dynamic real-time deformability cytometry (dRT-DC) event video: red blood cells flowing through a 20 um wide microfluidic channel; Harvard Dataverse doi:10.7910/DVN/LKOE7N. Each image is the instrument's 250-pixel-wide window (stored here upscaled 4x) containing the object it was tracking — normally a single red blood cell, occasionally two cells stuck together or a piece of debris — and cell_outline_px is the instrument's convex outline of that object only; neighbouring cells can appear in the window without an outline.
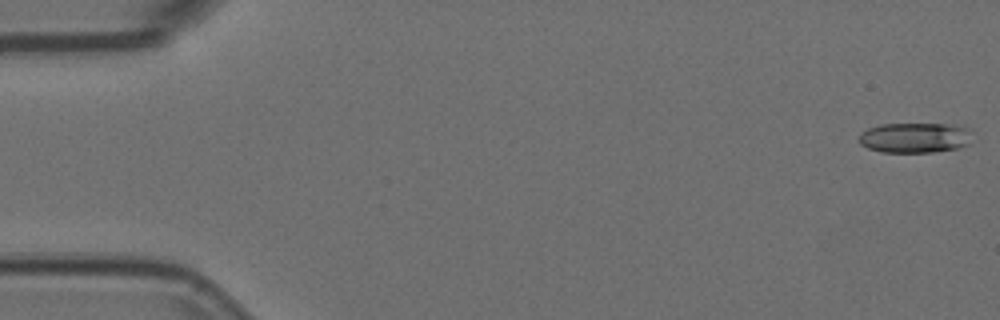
{"species": "Egyptian fruit bat (a non-hibernating species)", "species_latin": "Rousettus aegyptiacus", "temperature_condition": "room temperature", "stored_images_in_passage": 54, "camera_frame_rate_fps": 3000, "um_per_image_px": 0.085, "animal": {"sex": "female"}, "frame": {"image": 1, "passage_image": 1, "time_ms": 0.0, "image_size_px": [1000, 320], "cell_outline_px": [[972, 128], [968, 144], [960, 148], [932, 152], [880, 152], [868, 148], [860, 144], [860, 132], [868, 128], [880, 124], [948, 124]], "centroid_in_image_um": [77.77, 11.7], "position_along_channel_um": 7.2, "area_um2": 20.06}}
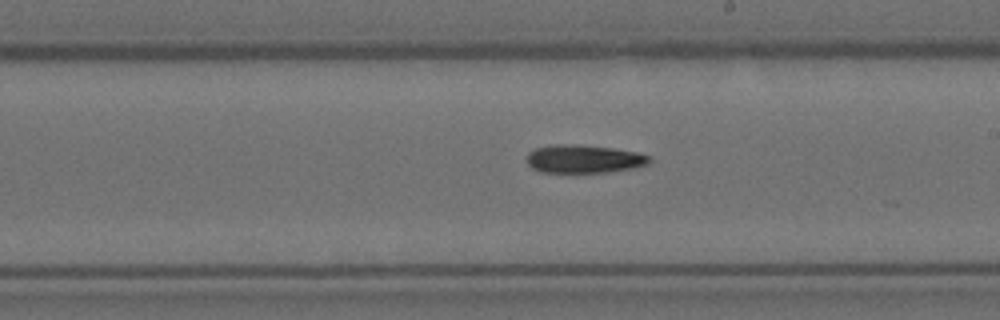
{"frame": {"image": 2, "passage_image": 31, "time_ms": 10.0, "image_size_px": [1000, 320], "cell_outline_px": [[652, 160], [648, 164], [632, 168], [608, 172], [540, 172], [532, 168], [528, 164], [528, 152], [536, 148], [552, 144], [580, 144], [612, 148], [640, 152], [652, 156]], "centroid_in_image_um": [49.67, 13.5], "position_along_channel_um": 239.3, "area_um2": 20.35}}
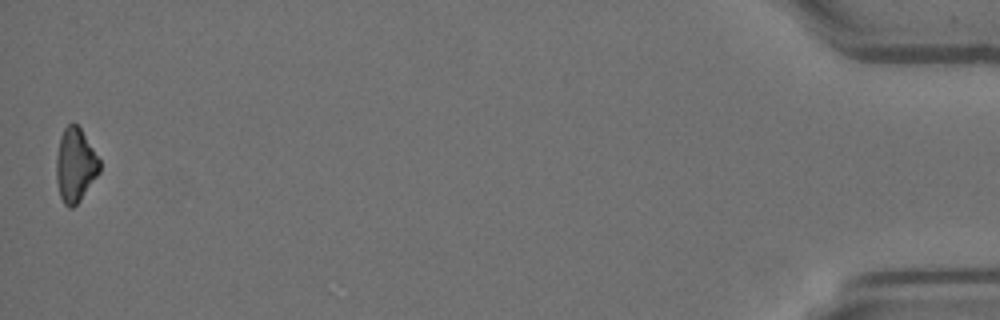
{"frame": {"image": 3, "passage_image": 54, "time_ms": 17.667, "image_size_px": [1000, 320], "cell_outline_px": [[100, 172], [80, 200], [72, 208], [68, 208], [64, 204], [60, 196], [56, 180], [56, 156], [60, 136], [64, 128], [72, 120], [80, 128], [100, 160]], "centroid_in_image_um": [6.38, 14.03], "position_along_channel_um": 428.8, "area_um2": 18.67}, "authors_computed_cell_mechanics": {"area_um2": 19.9699, "velocity_mm_per_s": 3.7423, "shape_relaxation_time_tau1_ms": 7.476, "shape_relaxation_time_tau2_ms": null, "deformation_change_tau1": 0.166, "deformation_change_tau2": null}}